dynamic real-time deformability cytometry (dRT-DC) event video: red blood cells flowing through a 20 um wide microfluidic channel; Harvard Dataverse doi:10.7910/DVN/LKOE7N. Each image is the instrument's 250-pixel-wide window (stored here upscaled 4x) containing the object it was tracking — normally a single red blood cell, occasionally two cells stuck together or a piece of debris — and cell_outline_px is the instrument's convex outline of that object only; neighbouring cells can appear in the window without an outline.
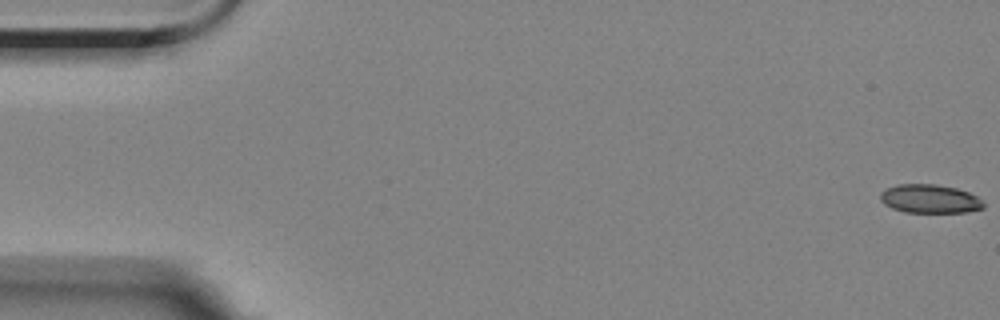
{"species": "Egyptian fruit bat (a non-hibernating species)", "species_latin": "Rousettus aegyptiacus", "temperature_condition": "room temperature", "stored_images_in_passage": 58, "camera_frame_rate_fps": 3000, "um_per_image_px": 0.085, "animal": {"sex": "female"}, "frame": {"image": 1, "passage_image": 1, "time_ms": 0.0, "image_size_px": [1000, 320], "cell_outline_px": [[984, 208], [964, 212], [904, 212], [892, 208], [884, 204], [880, 200], [880, 192], [884, 188], [896, 184], [936, 184], [956, 188], [968, 192], [984, 200]], "centroid_in_image_um": [79.01, 16.89], "position_along_channel_um": 6.0, "area_um2": 17.4}}
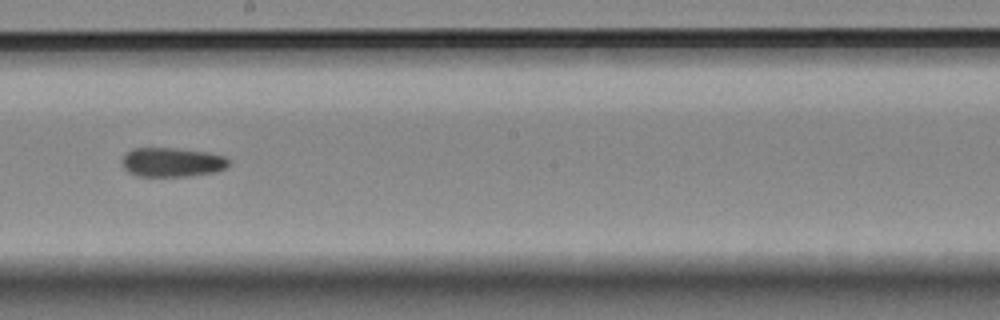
{"frame": {"image": 2, "passage_image": 32, "time_ms": 10.333, "image_size_px": [1000, 320], "cell_outline_px": [[228, 164], [224, 168], [216, 172], [192, 176], [136, 176], [128, 172], [124, 168], [120, 160], [132, 148], [176, 148], [208, 152], [224, 156], [228, 160]], "centroid_in_image_um": [14.6, 13.79], "position_along_channel_um": 233.6, "area_um2": 18.26}}
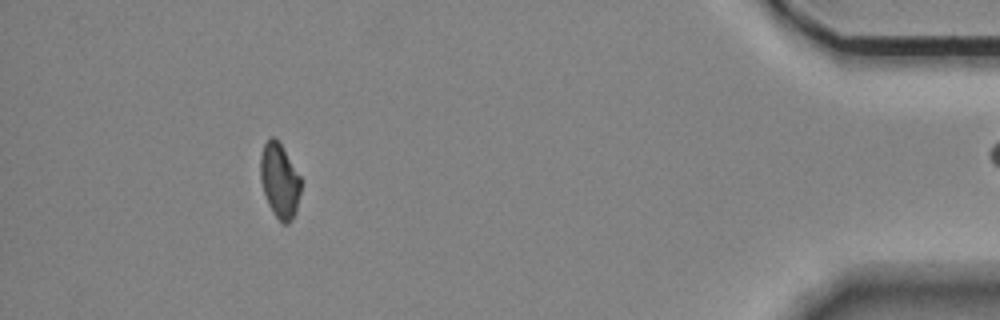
{"frame": {"image": 3, "passage_image": 52, "time_ms": 17.0, "image_size_px": [1000, 320], "cell_outline_px": [[300, 192], [296, 212], [292, 220], [288, 224], [284, 224], [276, 216], [268, 204], [260, 180], [260, 156], [264, 144], [272, 136], [276, 136], [300, 176]], "centroid_in_image_um": [23.76, 15.34], "position_along_channel_um": 411.4, "area_um2": 17.51}, "authors_computed_cell_mechanics": {"area_um2": 18.207, "velocity_mm_per_s": 3.5436, "shape_relaxation_time_tau1_ms": null, "shape_relaxation_time_tau2_ms": 9.5114, "deformation_change_tau1": null, "deformation_change_tau2": 0.165}}